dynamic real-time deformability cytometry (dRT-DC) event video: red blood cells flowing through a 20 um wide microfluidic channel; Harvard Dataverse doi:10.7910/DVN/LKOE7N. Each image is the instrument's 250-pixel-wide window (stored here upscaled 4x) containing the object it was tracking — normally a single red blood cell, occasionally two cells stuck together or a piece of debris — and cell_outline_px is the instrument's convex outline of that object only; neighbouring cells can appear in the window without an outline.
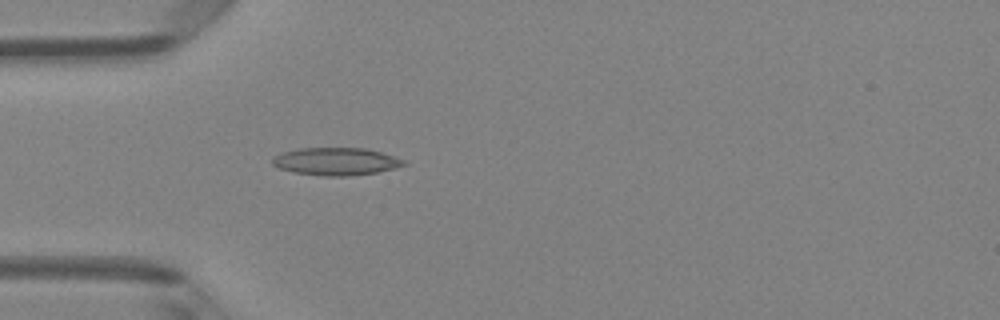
{"species": "Egyptian fruit bat (a non-hibernating species)", "species_latin": "Rousettus aegyptiacus", "temperature_condition": "room temperature", "stored_images_in_passage": 5, "camera_frame_rate_fps": 3000, "um_per_image_px": 0.085, "animal": {"sex": "female"}, "frame": {"image": 1, "passage_image": 5, "time_ms": 4.667, "image_size_px": [1000, 320], "cell_outline_px": [[408, 164], [376, 172], [348, 176], [324, 176], [296, 172], [280, 168], [272, 164], [272, 156], [280, 152], [300, 148], [364, 148], [380, 152], [404, 160]], "centroid_in_image_um": [28.51, 13.71], "position_along_channel_um": 56.5, "area_um2": 20.92}}